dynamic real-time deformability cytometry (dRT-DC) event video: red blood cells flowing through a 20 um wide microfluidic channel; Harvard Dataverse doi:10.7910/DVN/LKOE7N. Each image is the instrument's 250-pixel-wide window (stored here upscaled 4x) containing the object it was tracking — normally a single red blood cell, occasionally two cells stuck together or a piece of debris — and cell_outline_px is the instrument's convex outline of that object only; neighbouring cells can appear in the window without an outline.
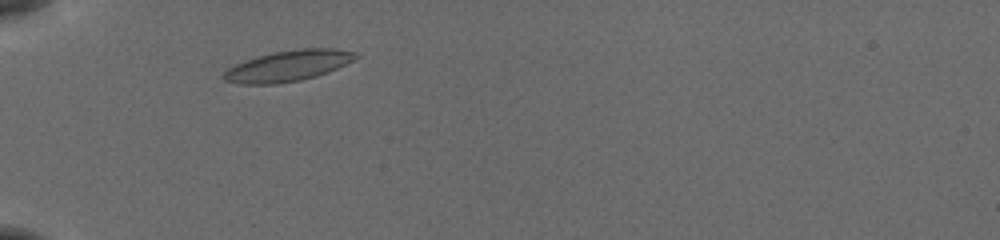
{"species": "common noctule bat (a hibernating species)", "species_latin": "Nyctalus noctula", "temperature_condition": "cold", "stored_images_in_passage": 37, "camera_frame_rate_fps": 3000, "um_per_image_px": 0.085, "animal": {"sex": "female", "body_mass_g": 19.5, "forearm_length_mm": 54.1}, "frame": {"image": 1, "passage_image": 1, "time_ms": 0.0, "image_size_px": [1000, 240], "cell_outline_px": [[360, 56], [336, 68], [316, 76], [300, 80], [272, 84], [240, 84], [224, 80], [220, 76], [228, 68], [236, 64], [272, 52], [300, 48], [332, 48], [356, 52]], "centroid_in_image_um": [24.47, 5.59], "position_along_channel_um": 60.5, "area_um2": 23.41}}
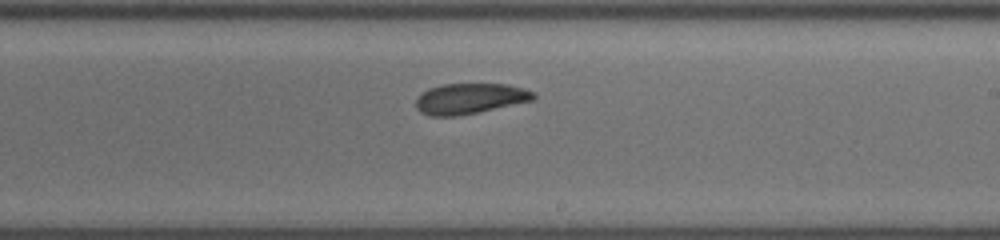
{"frame": {"image": 2, "passage_image": 17, "time_ms": 5.333, "image_size_px": [1000, 240], "cell_outline_px": [[536, 100], [456, 116], [432, 116], [420, 112], [416, 108], [416, 96], [420, 92], [428, 88], [444, 84], [508, 84], [524, 88], [536, 92]], "centroid_in_image_um": [39.94, 8.37], "position_along_channel_um": 249.1, "area_um2": 21.15}}
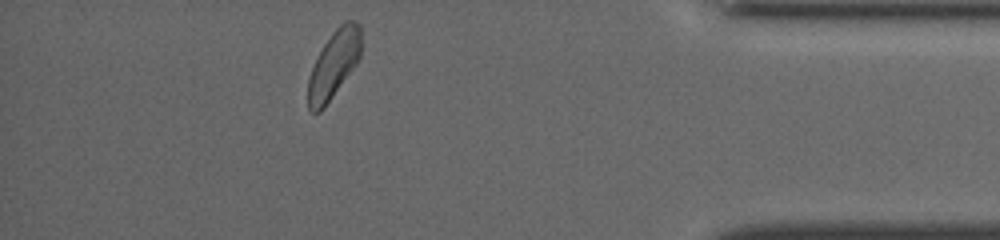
{"frame": {"image": 3, "passage_image": 32, "time_ms": 10.333, "image_size_px": [1000, 240], "cell_outline_px": [[360, 56], [356, 64], [324, 108], [320, 112], [312, 112], [308, 108], [308, 80], [312, 68], [324, 44], [332, 32], [344, 20], [352, 20], [360, 24]], "centroid_in_image_um": [28.37, 5.47], "position_along_channel_um": 406.8, "area_um2": 20.58}, "authors_computed_cell_mechanics": {"area_um2": 21.4438, "velocity_mm_per_s": 3.7912, "shape_relaxation_time_tau1_ms": 7.7761, "shape_relaxation_time_tau2_ms": 3.4233, "deformation_change_tau1": 0.1311, "deformation_change_tau2": 0.0834}}